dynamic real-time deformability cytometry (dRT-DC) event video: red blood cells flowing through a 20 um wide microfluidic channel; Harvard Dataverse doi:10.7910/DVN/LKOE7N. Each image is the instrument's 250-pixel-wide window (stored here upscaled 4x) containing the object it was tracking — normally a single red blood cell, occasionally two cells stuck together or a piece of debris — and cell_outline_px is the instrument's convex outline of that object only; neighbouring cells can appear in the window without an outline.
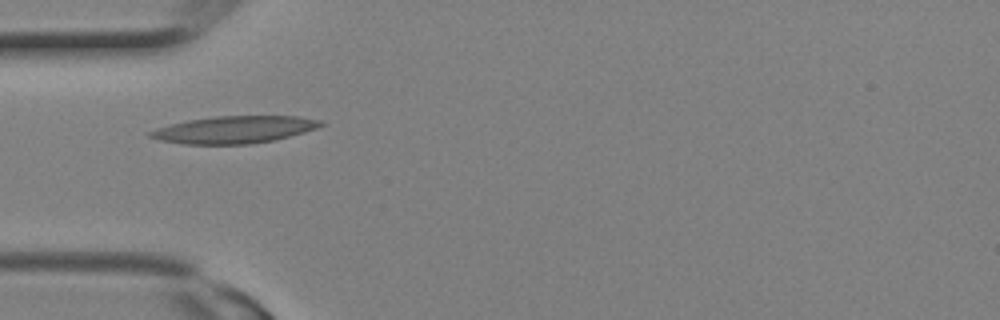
{"species": "Egyptian fruit bat (a non-hibernating species)", "species_latin": "Rousettus aegyptiacus", "temperature_condition": "room temperature", "stored_images_in_passage": 1, "camera_frame_rate_fps": 3000, "um_per_image_px": 0.085, "animal": {"sex": "female"}, "frame": {"image": 1, "passage_image": 1, "time_ms": 0.0, "image_size_px": [1000, 320], "cell_outline_px": [[328, 124], [304, 132], [272, 140], [252, 144], [184, 144], [160, 140], [148, 136], [148, 132], [156, 128], [188, 120], [216, 116], [296, 116], [320, 120]], "centroid_in_image_um": [19.92, 11.02], "position_along_channel_um": 65.1, "area_um2": 26.88}}